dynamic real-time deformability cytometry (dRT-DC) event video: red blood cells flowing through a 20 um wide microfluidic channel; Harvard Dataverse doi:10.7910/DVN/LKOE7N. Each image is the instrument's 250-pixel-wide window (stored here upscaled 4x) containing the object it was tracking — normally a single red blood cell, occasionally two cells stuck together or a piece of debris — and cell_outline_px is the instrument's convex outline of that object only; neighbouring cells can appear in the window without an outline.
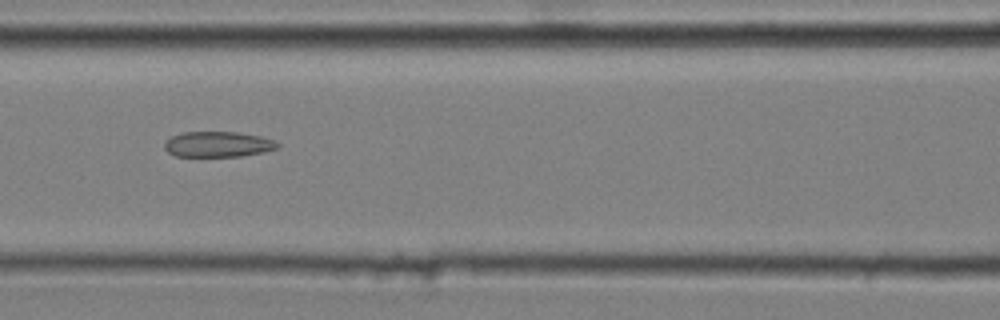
{"species": "common noctule bat (a hibernating species)", "species_latin": "Nyctalus noctula", "temperature_condition": "cold", "stored_images_in_passage": 50, "segment_of_instrument_passage": [2, 2], "camera_frame_rate_fps": 3000, "um_per_image_px": 0.085, "animal": {"sex": "male", "body_mass_g": 20.4}, "frame": {"image": 1, "passage_image": 24, "time_ms": 7.667, "image_size_px": [1000, 320], "cell_outline_px": [[280, 148], [264, 152], [240, 156], [176, 156], [168, 152], [164, 148], [164, 140], [172, 136], [184, 132], [236, 132], [260, 136], [272, 140], [280, 144]], "centroid_in_image_um": [18.52, 12.26], "position_along_channel_um": 148.1, "area_um2": 16.82}}
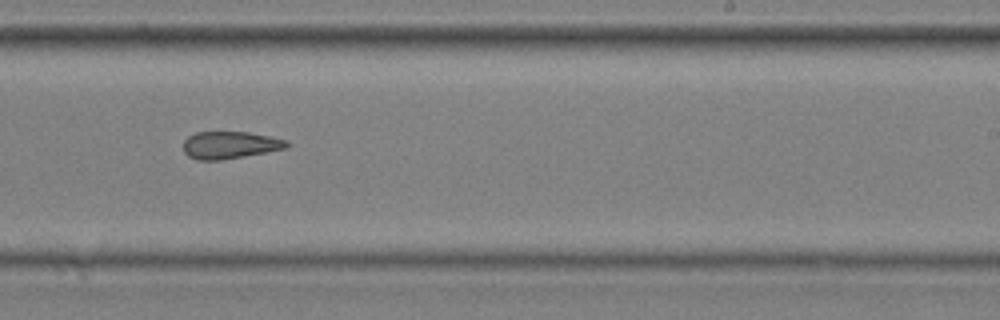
{"frame": {"image": 2, "passage_image": 34, "time_ms": 11.0, "image_size_px": [1000, 320], "cell_outline_px": [[288, 148], [244, 156], [220, 160], [196, 160], [188, 156], [184, 152], [184, 140], [188, 136], [196, 132], [248, 132], [288, 140]], "centroid_in_image_um": [19.53, 12.33], "position_along_channel_um": 269.5, "area_um2": 16.42}}
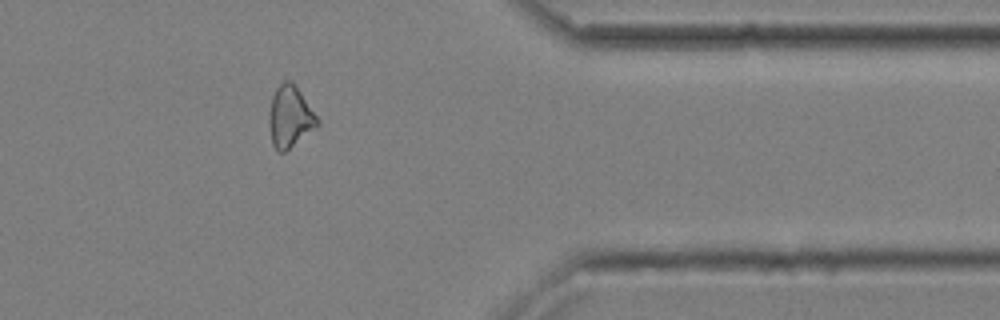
{"frame": {"image": 3, "passage_image": 45, "time_ms": 14.667, "image_size_px": [1000, 320], "cell_outline_px": [[320, 124], [284, 152], [276, 152], [272, 144], [268, 120], [268, 112], [272, 96], [276, 88], [284, 80], [292, 80], [320, 120]], "centroid_in_image_um": [24.63, 9.91], "position_along_channel_um": 386.8, "area_um2": 17.4}}